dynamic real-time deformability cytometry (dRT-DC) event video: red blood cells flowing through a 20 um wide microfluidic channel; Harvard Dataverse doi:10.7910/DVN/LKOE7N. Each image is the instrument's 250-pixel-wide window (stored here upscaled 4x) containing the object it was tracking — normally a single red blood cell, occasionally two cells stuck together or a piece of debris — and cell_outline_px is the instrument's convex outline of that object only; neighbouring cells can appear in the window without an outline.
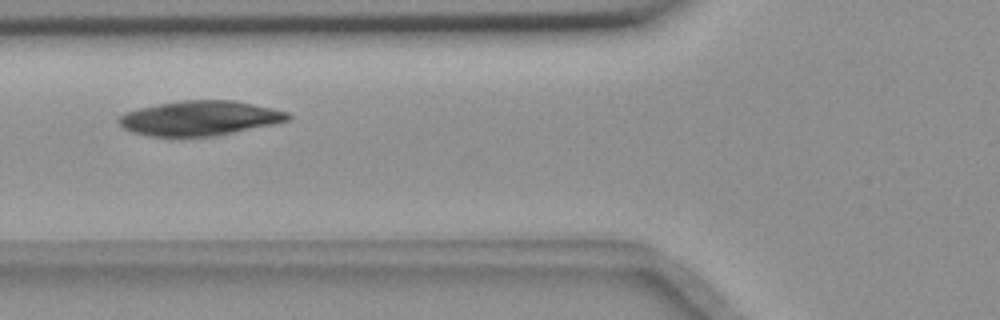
{"species": "common noctule bat (a hibernating species)", "species_latin": "Nyctalus noctula", "temperature_condition": "room temperature", "stored_images_in_passage": 33, "camera_frame_rate_fps": 3000, "um_per_image_px": 0.085, "animal": {"sex": "female", "body_mass_g": 18.4}, "frame": {"image": 1, "passage_image": 5, "time_ms": 1.333, "image_size_px": [1000, 320], "cell_outline_px": [[292, 120], [212, 136], [148, 136], [132, 132], [124, 128], [116, 120], [124, 112], [140, 108], [160, 104], [184, 100], [232, 100], [272, 108], [288, 112], [292, 116]], "centroid_in_image_um": [16.97, 10.04], "position_along_channel_um": 108.8, "area_um2": 33.87}}
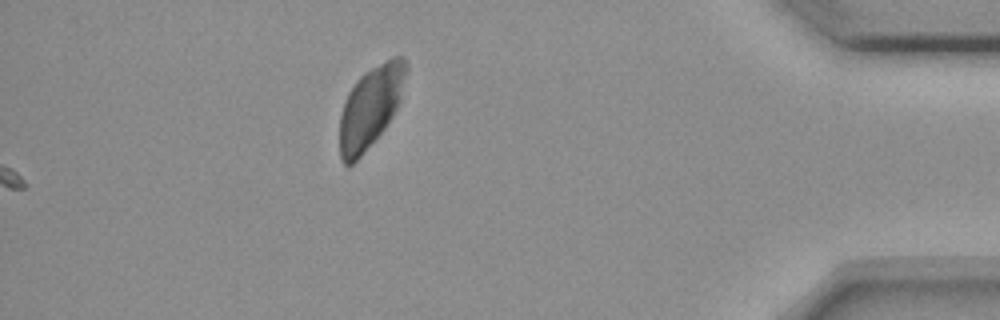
{"frame": {"image": 2, "passage_image": 33, "time_ms": 10.667, "image_size_px": [1000, 320], "cell_outline_px": [[408, 68], [400, 100], [392, 116], [384, 128], [360, 156], [352, 164], [344, 164], [340, 160], [340, 116], [344, 100], [348, 92], [356, 80], [360, 76], [372, 68], [392, 56], [404, 56], [408, 64]], "centroid_in_image_um": [31.49, 9.05], "position_along_channel_um": 403.7, "area_um2": 31.27}}